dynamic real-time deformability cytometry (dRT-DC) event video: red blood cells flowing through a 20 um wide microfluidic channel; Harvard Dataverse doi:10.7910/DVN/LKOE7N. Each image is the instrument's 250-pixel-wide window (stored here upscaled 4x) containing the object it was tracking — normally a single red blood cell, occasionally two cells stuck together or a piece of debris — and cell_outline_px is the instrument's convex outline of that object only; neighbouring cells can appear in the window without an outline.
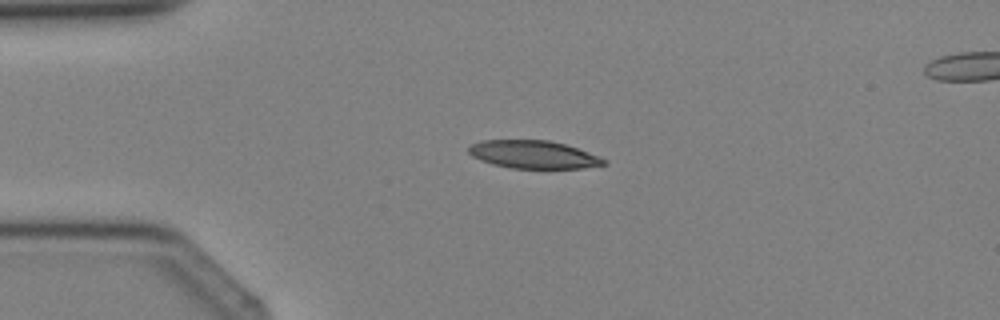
{"species": "Egyptian fruit bat (a non-hibernating species)", "species_latin": "Rousettus aegyptiacus", "temperature_condition": "cold", "stored_images_in_passage": 3, "camera_frame_rate_fps": 3000, "um_per_image_px": 0.085, "animal": {"sex": "female"}, "frame": {"image": 1, "passage_image": 2, "time_ms": 2.333, "image_size_px": [1000, 320], "cell_outline_px": [[608, 164], [584, 168], [512, 168], [492, 164], [480, 160], [472, 156], [468, 152], [468, 144], [480, 140], [548, 140], [564, 144], [600, 156], [608, 160]], "centroid_in_image_um": [45.33, 13.13], "position_along_channel_um": 39.7, "area_um2": 22.14}}